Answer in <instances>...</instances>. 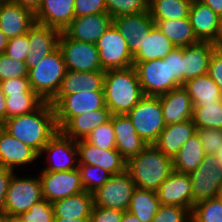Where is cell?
Listing matches in <instances>:
<instances>
[{"mask_svg": "<svg viewBox=\"0 0 222 222\" xmlns=\"http://www.w3.org/2000/svg\"><path fill=\"white\" fill-rule=\"evenodd\" d=\"M0 126L38 155L58 131L54 107L50 102H44L34 112L6 119Z\"/></svg>", "mask_w": 222, "mask_h": 222, "instance_id": "1", "label": "cell"}, {"mask_svg": "<svg viewBox=\"0 0 222 222\" xmlns=\"http://www.w3.org/2000/svg\"><path fill=\"white\" fill-rule=\"evenodd\" d=\"M103 89L112 115L127 114L145 96L134 66L105 71Z\"/></svg>", "mask_w": 222, "mask_h": 222, "instance_id": "2", "label": "cell"}, {"mask_svg": "<svg viewBox=\"0 0 222 222\" xmlns=\"http://www.w3.org/2000/svg\"><path fill=\"white\" fill-rule=\"evenodd\" d=\"M136 188L157 191L174 171L172 158L164 155L154 144L147 145L126 163Z\"/></svg>", "mask_w": 222, "mask_h": 222, "instance_id": "3", "label": "cell"}, {"mask_svg": "<svg viewBox=\"0 0 222 222\" xmlns=\"http://www.w3.org/2000/svg\"><path fill=\"white\" fill-rule=\"evenodd\" d=\"M66 71L62 53L57 47L28 70L30 87L44 102H50L56 96Z\"/></svg>", "mask_w": 222, "mask_h": 222, "instance_id": "4", "label": "cell"}, {"mask_svg": "<svg viewBox=\"0 0 222 222\" xmlns=\"http://www.w3.org/2000/svg\"><path fill=\"white\" fill-rule=\"evenodd\" d=\"M126 115L148 145L157 141L166 126L159 96H144Z\"/></svg>", "mask_w": 222, "mask_h": 222, "instance_id": "5", "label": "cell"}, {"mask_svg": "<svg viewBox=\"0 0 222 222\" xmlns=\"http://www.w3.org/2000/svg\"><path fill=\"white\" fill-rule=\"evenodd\" d=\"M43 198L41 181L36 175L20 176L15 172L10 180L5 198L4 210L7 214L19 216Z\"/></svg>", "mask_w": 222, "mask_h": 222, "instance_id": "6", "label": "cell"}, {"mask_svg": "<svg viewBox=\"0 0 222 222\" xmlns=\"http://www.w3.org/2000/svg\"><path fill=\"white\" fill-rule=\"evenodd\" d=\"M50 103L54 107L58 131L74 116L105 106L104 91H81L71 95H56Z\"/></svg>", "mask_w": 222, "mask_h": 222, "instance_id": "7", "label": "cell"}, {"mask_svg": "<svg viewBox=\"0 0 222 222\" xmlns=\"http://www.w3.org/2000/svg\"><path fill=\"white\" fill-rule=\"evenodd\" d=\"M58 48L62 53L67 70L76 72L103 70L96 44L71 39L61 32Z\"/></svg>", "mask_w": 222, "mask_h": 222, "instance_id": "8", "label": "cell"}, {"mask_svg": "<svg viewBox=\"0 0 222 222\" xmlns=\"http://www.w3.org/2000/svg\"><path fill=\"white\" fill-rule=\"evenodd\" d=\"M135 188V183L127 170L112 174L101 187L92 192L93 204L127 211Z\"/></svg>", "mask_w": 222, "mask_h": 222, "instance_id": "9", "label": "cell"}, {"mask_svg": "<svg viewBox=\"0 0 222 222\" xmlns=\"http://www.w3.org/2000/svg\"><path fill=\"white\" fill-rule=\"evenodd\" d=\"M193 206L218 197L222 188V167L217 155H205L203 162L190 174Z\"/></svg>", "mask_w": 222, "mask_h": 222, "instance_id": "10", "label": "cell"}, {"mask_svg": "<svg viewBox=\"0 0 222 222\" xmlns=\"http://www.w3.org/2000/svg\"><path fill=\"white\" fill-rule=\"evenodd\" d=\"M46 164L39 169L43 171H66L78 168V150L76 141L66 137L60 131L48 141L38 155Z\"/></svg>", "mask_w": 222, "mask_h": 222, "instance_id": "11", "label": "cell"}, {"mask_svg": "<svg viewBox=\"0 0 222 222\" xmlns=\"http://www.w3.org/2000/svg\"><path fill=\"white\" fill-rule=\"evenodd\" d=\"M145 96H160L179 87L170 79L169 59L133 62Z\"/></svg>", "mask_w": 222, "mask_h": 222, "instance_id": "12", "label": "cell"}, {"mask_svg": "<svg viewBox=\"0 0 222 222\" xmlns=\"http://www.w3.org/2000/svg\"><path fill=\"white\" fill-rule=\"evenodd\" d=\"M96 47L104 71L133 66V56L129 51L128 43L114 24L97 41Z\"/></svg>", "mask_w": 222, "mask_h": 222, "instance_id": "13", "label": "cell"}, {"mask_svg": "<svg viewBox=\"0 0 222 222\" xmlns=\"http://www.w3.org/2000/svg\"><path fill=\"white\" fill-rule=\"evenodd\" d=\"M41 181L43 198L53 203L57 200L85 191L79 169L37 172Z\"/></svg>", "mask_w": 222, "mask_h": 222, "instance_id": "14", "label": "cell"}, {"mask_svg": "<svg viewBox=\"0 0 222 222\" xmlns=\"http://www.w3.org/2000/svg\"><path fill=\"white\" fill-rule=\"evenodd\" d=\"M38 154L28 145L11 136L0 126V167L15 172L38 166Z\"/></svg>", "mask_w": 222, "mask_h": 222, "instance_id": "15", "label": "cell"}, {"mask_svg": "<svg viewBox=\"0 0 222 222\" xmlns=\"http://www.w3.org/2000/svg\"><path fill=\"white\" fill-rule=\"evenodd\" d=\"M189 18L194 34L200 42L222 45V19L209 6L192 0Z\"/></svg>", "mask_w": 222, "mask_h": 222, "instance_id": "16", "label": "cell"}, {"mask_svg": "<svg viewBox=\"0 0 222 222\" xmlns=\"http://www.w3.org/2000/svg\"><path fill=\"white\" fill-rule=\"evenodd\" d=\"M113 24L128 43L132 56L142 48L145 37H148V34L155 26L149 11L117 16L113 18Z\"/></svg>", "mask_w": 222, "mask_h": 222, "instance_id": "17", "label": "cell"}, {"mask_svg": "<svg viewBox=\"0 0 222 222\" xmlns=\"http://www.w3.org/2000/svg\"><path fill=\"white\" fill-rule=\"evenodd\" d=\"M78 164L99 166L100 168L118 174L126 170L127 161L117 149H103L92 145L85 139L76 141Z\"/></svg>", "mask_w": 222, "mask_h": 222, "instance_id": "18", "label": "cell"}, {"mask_svg": "<svg viewBox=\"0 0 222 222\" xmlns=\"http://www.w3.org/2000/svg\"><path fill=\"white\" fill-rule=\"evenodd\" d=\"M161 205H174L193 209V196L189 174L173 171L156 191Z\"/></svg>", "mask_w": 222, "mask_h": 222, "instance_id": "19", "label": "cell"}, {"mask_svg": "<svg viewBox=\"0 0 222 222\" xmlns=\"http://www.w3.org/2000/svg\"><path fill=\"white\" fill-rule=\"evenodd\" d=\"M112 24L108 13L90 14L75 17L63 32L71 39L96 44Z\"/></svg>", "mask_w": 222, "mask_h": 222, "instance_id": "20", "label": "cell"}, {"mask_svg": "<svg viewBox=\"0 0 222 222\" xmlns=\"http://www.w3.org/2000/svg\"><path fill=\"white\" fill-rule=\"evenodd\" d=\"M60 33L56 28L37 22L31 27L28 31L29 52L25 61L28 70L58 47Z\"/></svg>", "mask_w": 222, "mask_h": 222, "instance_id": "21", "label": "cell"}, {"mask_svg": "<svg viewBox=\"0 0 222 222\" xmlns=\"http://www.w3.org/2000/svg\"><path fill=\"white\" fill-rule=\"evenodd\" d=\"M112 126L116 149L126 161L137 156L148 145L137 135L135 127L126 114L112 115Z\"/></svg>", "mask_w": 222, "mask_h": 222, "instance_id": "22", "label": "cell"}, {"mask_svg": "<svg viewBox=\"0 0 222 222\" xmlns=\"http://www.w3.org/2000/svg\"><path fill=\"white\" fill-rule=\"evenodd\" d=\"M36 23L35 14L11 1L0 4V30L8 38L26 34Z\"/></svg>", "mask_w": 222, "mask_h": 222, "instance_id": "23", "label": "cell"}, {"mask_svg": "<svg viewBox=\"0 0 222 222\" xmlns=\"http://www.w3.org/2000/svg\"><path fill=\"white\" fill-rule=\"evenodd\" d=\"M75 0H42L35 21L63 32L75 18Z\"/></svg>", "mask_w": 222, "mask_h": 222, "instance_id": "24", "label": "cell"}, {"mask_svg": "<svg viewBox=\"0 0 222 222\" xmlns=\"http://www.w3.org/2000/svg\"><path fill=\"white\" fill-rule=\"evenodd\" d=\"M159 99L166 125L192 119L194 106L191 97L183 86L160 95Z\"/></svg>", "mask_w": 222, "mask_h": 222, "instance_id": "25", "label": "cell"}, {"mask_svg": "<svg viewBox=\"0 0 222 222\" xmlns=\"http://www.w3.org/2000/svg\"><path fill=\"white\" fill-rule=\"evenodd\" d=\"M217 46L212 42H199L183 47V85L207 73L212 52Z\"/></svg>", "mask_w": 222, "mask_h": 222, "instance_id": "26", "label": "cell"}, {"mask_svg": "<svg viewBox=\"0 0 222 222\" xmlns=\"http://www.w3.org/2000/svg\"><path fill=\"white\" fill-rule=\"evenodd\" d=\"M111 115L106 106L98 110L87 111L72 117L59 131L74 141L82 140L95 128L107 122Z\"/></svg>", "mask_w": 222, "mask_h": 222, "instance_id": "27", "label": "cell"}, {"mask_svg": "<svg viewBox=\"0 0 222 222\" xmlns=\"http://www.w3.org/2000/svg\"><path fill=\"white\" fill-rule=\"evenodd\" d=\"M192 119L180 123L167 124L154 145L167 157L173 159L182 145L196 134Z\"/></svg>", "mask_w": 222, "mask_h": 222, "instance_id": "28", "label": "cell"}, {"mask_svg": "<svg viewBox=\"0 0 222 222\" xmlns=\"http://www.w3.org/2000/svg\"><path fill=\"white\" fill-rule=\"evenodd\" d=\"M105 71L76 72L67 70L56 95H71L81 91H104Z\"/></svg>", "mask_w": 222, "mask_h": 222, "instance_id": "29", "label": "cell"}, {"mask_svg": "<svg viewBox=\"0 0 222 222\" xmlns=\"http://www.w3.org/2000/svg\"><path fill=\"white\" fill-rule=\"evenodd\" d=\"M54 216L60 218H89L92 212V193L83 191L52 203Z\"/></svg>", "mask_w": 222, "mask_h": 222, "instance_id": "30", "label": "cell"}, {"mask_svg": "<svg viewBox=\"0 0 222 222\" xmlns=\"http://www.w3.org/2000/svg\"><path fill=\"white\" fill-rule=\"evenodd\" d=\"M159 29L176 48L194 45L200 41L196 38L190 18L177 20H154Z\"/></svg>", "mask_w": 222, "mask_h": 222, "instance_id": "31", "label": "cell"}, {"mask_svg": "<svg viewBox=\"0 0 222 222\" xmlns=\"http://www.w3.org/2000/svg\"><path fill=\"white\" fill-rule=\"evenodd\" d=\"M204 148L198 134H194L179 149L173 157V169L178 173L190 174L203 162Z\"/></svg>", "mask_w": 222, "mask_h": 222, "instance_id": "32", "label": "cell"}, {"mask_svg": "<svg viewBox=\"0 0 222 222\" xmlns=\"http://www.w3.org/2000/svg\"><path fill=\"white\" fill-rule=\"evenodd\" d=\"M183 87L191 97L193 106L220 103L222 101V92L207 73L188 80L184 83Z\"/></svg>", "mask_w": 222, "mask_h": 222, "instance_id": "33", "label": "cell"}, {"mask_svg": "<svg viewBox=\"0 0 222 222\" xmlns=\"http://www.w3.org/2000/svg\"><path fill=\"white\" fill-rule=\"evenodd\" d=\"M176 47L155 26L145 37L142 48L133 56V62L163 59Z\"/></svg>", "mask_w": 222, "mask_h": 222, "instance_id": "34", "label": "cell"}, {"mask_svg": "<svg viewBox=\"0 0 222 222\" xmlns=\"http://www.w3.org/2000/svg\"><path fill=\"white\" fill-rule=\"evenodd\" d=\"M160 206L156 191L135 188L127 211L141 222H152Z\"/></svg>", "mask_w": 222, "mask_h": 222, "instance_id": "35", "label": "cell"}, {"mask_svg": "<svg viewBox=\"0 0 222 222\" xmlns=\"http://www.w3.org/2000/svg\"><path fill=\"white\" fill-rule=\"evenodd\" d=\"M192 0H153L148 11L153 20H177L189 17Z\"/></svg>", "mask_w": 222, "mask_h": 222, "instance_id": "36", "label": "cell"}, {"mask_svg": "<svg viewBox=\"0 0 222 222\" xmlns=\"http://www.w3.org/2000/svg\"><path fill=\"white\" fill-rule=\"evenodd\" d=\"M192 121L196 128L222 130V101L194 106Z\"/></svg>", "mask_w": 222, "mask_h": 222, "instance_id": "37", "label": "cell"}, {"mask_svg": "<svg viewBox=\"0 0 222 222\" xmlns=\"http://www.w3.org/2000/svg\"><path fill=\"white\" fill-rule=\"evenodd\" d=\"M43 103L37 94H10L6 96V119L34 112Z\"/></svg>", "mask_w": 222, "mask_h": 222, "instance_id": "38", "label": "cell"}, {"mask_svg": "<svg viewBox=\"0 0 222 222\" xmlns=\"http://www.w3.org/2000/svg\"><path fill=\"white\" fill-rule=\"evenodd\" d=\"M191 222H222V202L219 197L201 201L193 206Z\"/></svg>", "mask_w": 222, "mask_h": 222, "instance_id": "39", "label": "cell"}, {"mask_svg": "<svg viewBox=\"0 0 222 222\" xmlns=\"http://www.w3.org/2000/svg\"><path fill=\"white\" fill-rule=\"evenodd\" d=\"M81 174V182L86 192L92 193L101 187L110 177L111 173L100 168L87 164H78Z\"/></svg>", "mask_w": 222, "mask_h": 222, "instance_id": "40", "label": "cell"}, {"mask_svg": "<svg viewBox=\"0 0 222 222\" xmlns=\"http://www.w3.org/2000/svg\"><path fill=\"white\" fill-rule=\"evenodd\" d=\"M105 6L106 13L112 18L148 11V5L143 0H105Z\"/></svg>", "mask_w": 222, "mask_h": 222, "instance_id": "41", "label": "cell"}, {"mask_svg": "<svg viewBox=\"0 0 222 222\" xmlns=\"http://www.w3.org/2000/svg\"><path fill=\"white\" fill-rule=\"evenodd\" d=\"M85 140L99 148L116 149L115 134L112 126V115L107 122L91 131Z\"/></svg>", "mask_w": 222, "mask_h": 222, "instance_id": "42", "label": "cell"}, {"mask_svg": "<svg viewBox=\"0 0 222 222\" xmlns=\"http://www.w3.org/2000/svg\"><path fill=\"white\" fill-rule=\"evenodd\" d=\"M23 222H54V209L52 203L46 199L33 204L27 212L19 215Z\"/></svg>", "mask_w": 222, "mask_h": 222, "instance_id": "43", "label": "cell"}, {"mask_svg": "<svg viewBox=\"0 0 222 222\" xmlns=\"http://www.w3.org/2000/svg\"><path fill=\"white\" fill-rule=\"evenodd\" d=\"M28 78V69L26 63L17 61L5 53L0 54V82L13 78Z\"/></svg>", "mask_w": 222, "mask_h": 222, "instance_id": "44", "label": "cell"}, {"mask_svg": "<svg viewBox=\"0 0 222 222\" xmlns=\"http://www.w3.org/2000/svg\"><path fill=\"white\" fill-rule=\"evenodd\" d=\"M152 222H191V212L179 206L161 205Z\"/></svg>", "mask_w": 222, "mask_h": 222, "instance_id": "45", "label": "cell"}, {"mask_svg": "<svg viewBox=\"0 0 222 222\" xmlns=\"http://www.w3.org/2000/svg\"><path fill=\"white\" fill-rule=\"evenodd\" d=\"M206 155H216L222 146L221 129L196 128Z\"/></svg>", "mask_w": 222, "mask_h": 222, "instance_id": "46", "label": "cell"}, {"mask_svg": "<svg viewBox=\"0 0 222 222\" xmlns=\"http://www.w3.org/2000/svg\"><path fill=\"white\" fill-rule=\"evenodd\" d=\"M29 52L28 32L9 39L5 54L17 61H26Z\"/></svg>", "mask_w": 222, "mask_h": 222, "instance_id": "47", "label": "cell"}, {"mask_svg": "<svg viewBox=\"0 0 222 222\" xmlns=\"http://www.w3.org/2000/svg\"><path fill=\"white\" fill-rule=\"evenodd\" d=\"M163 59H169L170 79L183 86V48H175Z\"/></svg>", "mask_w": 222, "mask_h": 222, "instance_id": "48", "label": "cell"}, {"mask_svg": "<svg viewBox=\"0 0 222 222\" xmlns=\"http://www.w3.org/2000/svg\"><path fill=\"white\" fill-rule=\"evenodd\" d=\"M0 84L5 96H10V94H36L31 89L28 78L19 77L3 80Z\"/></svg>", "mask_w": 222, "mask_h": 222, "instance_id": "49", "label": "cell"}, {"mask_svg": "<svg viewBox=\"0 0 222 222\" xmlns=\"http://www.w3.org/2000/svg\"><path fill=\"white\" fill-rule=\"evenodd\" d=\"M75 17L106 13L105 0H75Z\"/></svg>", "mask_w": 222, "mask_h": 222, "instance_id": "50", "label": "cell"}, {"mask_svg": "<svg viewBox=\"0 0 222 222\" xmlns=\"http://www.w3.org/2000/svg\"><path fill=\"white\" fill-rule=\"evenodd\" d=\"M124 211L93 206L89 222H121Z\"/></svg>", "mask_w": 222, "mask_h": 222, "instance_id": "51", "label": "cell"}, {"mask_svg": "<svg viewBox=\"0 0 222 222\" xmlns=\"http://www.w3.org/2000/svg\"><path fill=\"white\" fill-rule=\"evenodd\" d=\"M207 74L214 80L222 92V46L218 45L212 52Z\"/></svg>", "mask_w": 222, "mask_h": 222, "instance_id": "52", "label": "cell"}, {"mask_svg": "<svg viewBox=\"0 0 222 222\" xmlns=\"http://www.w3.org/2000/svg\"><path fill=\"white\" fill-rule=\"evenodd\" d=\"M15 171L0 167V209H4L5 198L10 180Z\"/></svg>", "mask_w": 222, "mask_h": 222, "instance_id": "53", "label": "cell"}, {"mask_svg": "<svg viewBox=\"0 0 222 222\" xmlns=\"http://www.w3.org/2000/svg\"><path fill=\"white\" fill-rule=\"evenodd\" d=\"M10 1L23 8L29 9L34 14L38 11L42 2V0H10Z\"/></svg>", "mask_w": 222, "mask_h": 222, "instance_id": "54", "label": "cell"}, {"mask_svg": "<svg viewBox=\"0 0 222 222\" xmlns=\"http://www.w3.org/2000/svg\"><path fill=\"white\" fill-rule=\"evenodd\" d=\"M209 6L222 19V0H197Z\"/></svg>", "mask_w": 222, "mask_h": 222, "instance_id": "55", "label": "cell"}, {"mask_svg": "<svg viewBox=\"0 0 222 222\" xmlns=\"http://www.w3.org/2000/svg\"><path fill=\"white\" fill-rule=\"evenodd\" d=\"M6 120V96L0 84V125Z\"/></svg>", "mask_w": 222, "mask_h": 222, "instance_id": "56", "label": "cell"}, {"mask_svg": "<svg viewBox=\"0 0 222 222\" xmlns=\"http://www.w3.org/2000/svg\"><path fill=\"white\" fill-rule=\"evenodd\" d=\"M121 222H141L136 216L128 211H124Z\"/></svg>", "mask_w": 222, "mask_h": 222, "instance_id": "57", "label": "cell"}, {"mask_svg": "<svg viewBox=\"0 0 222 222\" xmlns=\"http://www.w3.org/2000/svg\"><path fill=\"white\" fill-rule=\"evenodd\" d=\"M54 222H89V218L72 219V218L55 217Z\"/></svg>", "mask_w": 222, "mask_h": 222, "instance_id": "58", "label": "cell"}, {"mask_svg": "<svg viewBox=\"0 0 222 222\" xmlns=\"http://www.w3.org/2000/svg\"><path fill=\"white\" fill-rule=\"evenodd\" d=\"M8 42L9 39L0 30V54L5 52Z\"/></svg>", "mask_w": 222, "mask_h": 222, "instance_id": "59", "label": "cell"}, {"mask_svg": "<svg viewBox=\"0 0 222 222\" xmlns=\"http://www.w3.org/2000/svg\"><path fill=\"white\" fill-rule=\"evenodd\" d=\"M2 222H23L19 216L7 214Z\"/></svg>", "mask_w": 222, "mask_h": 222, "instance_id": "60", "label": "cell"}, {"mask_svg": "<svg viewBox=\"0 0 222 222\" xmlns=\"http://www.w3.org/2000/svg\"><path fill=\"white\" fill-rule=\"evenodd\" d=\"M219 159L220 166L222 167V146L219 148L218 153L216 154Z\"/></svg>", "mask_w": 222, "mask_h": 222, "instance_id": "61", "label": "cell"}, {"mask_svg": "<svg viewBox=\"0 0 222 222\" xmlns=\"http://www.w3.org/2000/svg\"><path fill=\"white\" fill-rule=\"evenodd\" d=\"M6 215V211L4 209H0V222L3 221V218L5 217Z\"/></svg>", "mask_w": 222, "mask_h": 222, "instance_id": "62", "label": "cell"}, {"mask_svg": "<svg viewBox=\"0 0 222 222\" xmlns=\"http://www.w3.org/2000/svg\"><path fill=\"white\" fill-rule=\"evenodd\" d=\"M147 5H149L153 0H143Z\"/></svg>", "mask_w": 222, "mask_h": 222, "instance_id": "63", "label": "cell"}, {"mask_svg": "<svg viewBox=\"0 0 222 222\" xmlns=\"http://www.w3.org/2000/svg\"><path fill=\"white\" fill-rule=\"evenodd\" d=\"M218 197L220 198V200L222 202V188H221V192L219 193Z\"/></svg>", "mask_w": 222, "mask_h": 222, "instance_id": "64", "label": "cell"}, {"mask_svg": "<svg viewBox=\"0 0 222 222\" xmlns=\"http://www.w3.org/2000/svg\"><path fill=\"white\" fill-rule=\"evenodd\" d=\"M10 0H0V4L1 3H6V2H9Z\"/></svg>", "mask_w": 222, "mask_h": 222, "instance_id": "65", "label": "cell"}]
</instances>
